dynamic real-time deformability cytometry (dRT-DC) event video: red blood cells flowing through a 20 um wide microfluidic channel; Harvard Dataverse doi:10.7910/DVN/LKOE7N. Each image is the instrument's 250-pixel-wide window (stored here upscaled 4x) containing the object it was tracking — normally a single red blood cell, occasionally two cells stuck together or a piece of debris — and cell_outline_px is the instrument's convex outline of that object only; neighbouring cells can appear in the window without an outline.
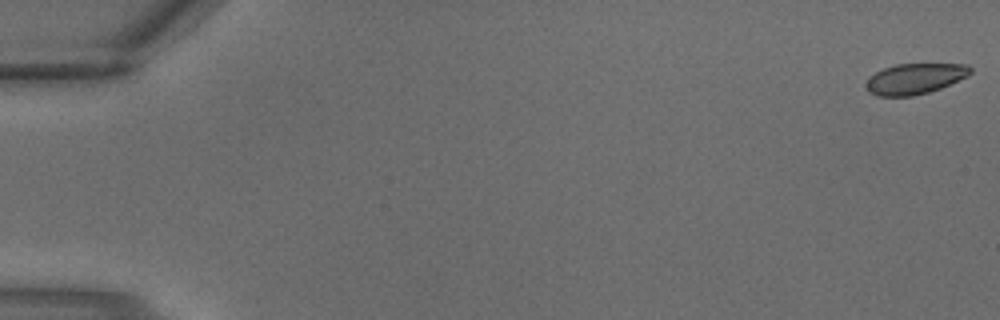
{"species": "common noctule bat (a hibernating species)", "species_latin": "Nyctalus noctula", "temperature_condition": "warm", "stored_images_in_passage": 2, "camera_frame_rate_fps": 3000, "um_per_image_px": 0.085, "animal": {"sex": "male", "body_mass_g": 18.8}, "frame": {"image": 1, "passage_image": 1, "time_ms": 0.0, "image_size_px": [1000, 320], "cell_outline_px": [[972, 72], [968, 76], [940, 88], [928, 92], [912, 96], [876, 96], [868, 92], [864, 88], [864, 84], [868, 76], [884, 68], [896, 64], [968, 64], [972, 68]], "centroid_in_image_um": [77.72, 6.69], "position_along_channel_um": 7.3, "area_um2": 18.84}}